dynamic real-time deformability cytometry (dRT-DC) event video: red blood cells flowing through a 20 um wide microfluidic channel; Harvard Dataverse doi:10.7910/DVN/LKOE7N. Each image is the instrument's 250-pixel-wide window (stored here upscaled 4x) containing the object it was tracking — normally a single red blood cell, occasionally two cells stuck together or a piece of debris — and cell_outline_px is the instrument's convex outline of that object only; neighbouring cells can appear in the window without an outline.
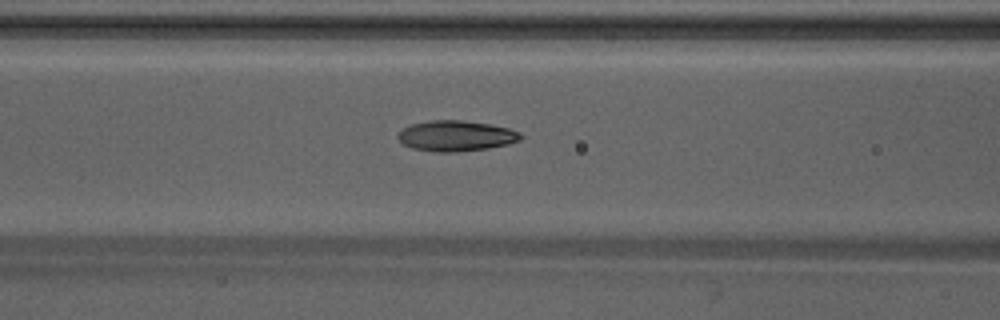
{"species": "Egyptian fruit bat (a non-hibernating species)", "species_latin": "Rousettus aegyptiacus", "temperature_condition": "warm", "stored_images_in_passage": 47, "camera_frame_rate_fps": 3000, "um_per_image_px": 0.085, "animal": {"sex": "male"}, "frame": {"image": 1, "passage_image": 19, "time_ms": 6.0, "image_size_px": [1000, 320], "cell_outline_px": [[524, 136], [520, 140], [508, 144], [488, 148], [456, 152], [436, 152], [412, 148], [404, 144], [396, 136], [404, 128], [412, 124], [432, 120], [460, 120], [488, 124], [508, 128], [520, 132]], "centroid_in_image_um": [38.78, 11.55], "position_along_channel_um": 127.8, "area_um2": 21.73}}
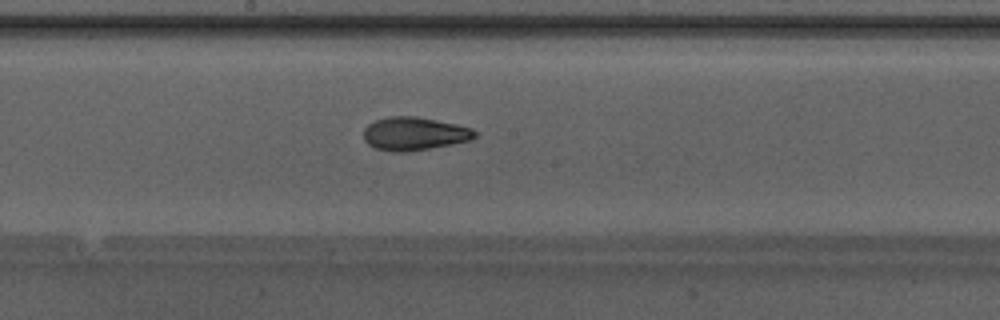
{"frame": {"image": 2, "passage_image": 25, "time_ms": 8.0, "image_size_px": [1000, 320], "cell_outline_px": [[480, 132], [472, 140], [452, 144], [408, 152], [392, 152], [376, 148], [368, 144], [364, 140], [364, 128], [368, 124], [376, 120], [388, 116], [416, 116], [456, 124], [472, 128]], "centroid_in_image_um": [35.24, 11.36], "position_along_channel_um": 213.0, "area_um2": 21.73}}
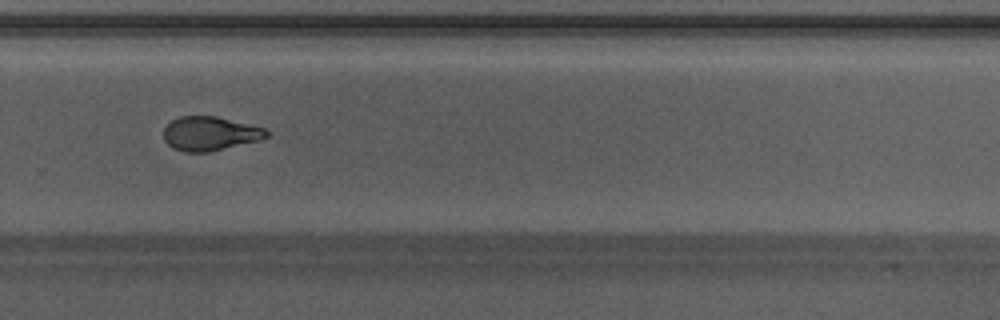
{"frame": {"image": 3, "passage_image": 32, "time_ms": 10.333, "image_size_px": [1000, 320], "cell_outline_px": [[268, 136], [260, 140], [208, 152], [184, 152], [172, 148], [164, 140], [164, 128], [172, 120], [180, 116], [216, 116], [264, 128], [268, 132]], "centroid_in_image_um": [17.82, 11.36], "position_along_channel_um": 312.0, "area_um2": 20.29}, "authors_computed_cell_mechanics": {"area_um2": 21.5016, "velocity_mm_per_s": 4.2599, "shape_relaxation_time_tau1_ms": 7.0506, "shape_relaxation_time_tau2_ms": 1.9212, "deformation_change_tau1": 0.2082, "deformation_change_tau2": 0.0771}}